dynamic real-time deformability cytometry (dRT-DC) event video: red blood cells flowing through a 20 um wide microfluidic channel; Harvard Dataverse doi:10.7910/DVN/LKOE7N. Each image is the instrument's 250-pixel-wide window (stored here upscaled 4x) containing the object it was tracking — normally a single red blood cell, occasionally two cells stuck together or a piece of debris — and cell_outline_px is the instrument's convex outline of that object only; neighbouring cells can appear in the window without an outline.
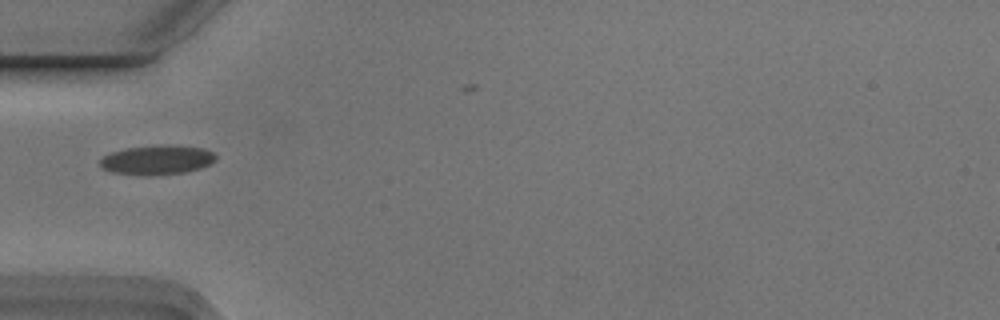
{"species": "Egyptian fruit bat (a non-hibernating species)", "species_latin": "Rousettus aegyptiacus", "temperature_condition": "cold", "stored_images_in_passage": 1, "camera_frame_rate_fps": 3000, "um_per_image_px": 0.085, "animal": {"sex": "male"}, "frame": {"image": 1, "passage_image": 1, "time_ms": 0.0, "image_size_px": [1000, 320], "cell_outline_px": [[216, 160], [200, 168], [184, 172], [148, 176], [144, 176], [112, 172], [100, 168], [100, 160], [104, 156], [112, 152], [124, 148], [160, 144], [176, 144], [204, 148], [212, 152], [216, 156]], "centroid_in_image_um": [13.34, 13.58], "position_along_channel_um": 71.7, "area_um2": 20.17}}